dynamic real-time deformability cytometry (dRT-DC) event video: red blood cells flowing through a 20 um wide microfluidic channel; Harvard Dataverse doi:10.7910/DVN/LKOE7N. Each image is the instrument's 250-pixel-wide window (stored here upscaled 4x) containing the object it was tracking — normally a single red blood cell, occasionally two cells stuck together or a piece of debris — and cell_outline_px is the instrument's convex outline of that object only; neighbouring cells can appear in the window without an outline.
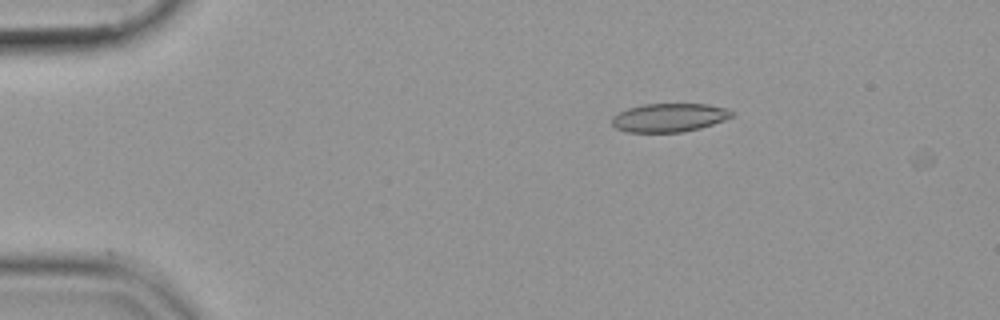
{"species": "common noctule bat (a hibernating species)", "species_latin": "Nyctalus noctula", "temperature_condition": "cold", "stored_images_in_passage": 2, "camera_frame_rate_fps": 3000, "um_per_image_px": 0.085, "animal": {"sex": "female", "body_mass_g": 19.9}, "frame": {"image": 1, "passage_image": 1, "time_ms": 0.0, "image_size_px": [1000, 320], "cell_outline_px": [[736, 116], [700, 128], [680, 132], [628, 132], [616, 128], [612, 124], [612, 116], [628, 108], [644, 104], [708, 104], [724, 108], [736, 112]], "centroid_in_image_um": [56.91, 9.99], "position_along_channel_um": 28.1, "area_um2": 19.94}}